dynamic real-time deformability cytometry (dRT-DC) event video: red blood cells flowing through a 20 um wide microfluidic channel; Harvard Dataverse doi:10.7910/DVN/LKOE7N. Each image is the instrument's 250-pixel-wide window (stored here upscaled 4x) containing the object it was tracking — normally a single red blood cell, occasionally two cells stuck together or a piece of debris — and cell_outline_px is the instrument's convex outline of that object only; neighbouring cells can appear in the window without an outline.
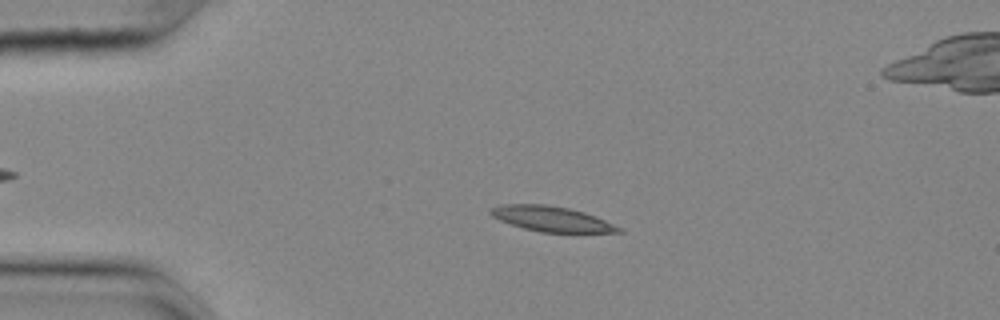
{"species": "common noctule bat (a hibernating species)", "species_latin": "Nyctalus noctula", "temperature_condition": "cold", "stored_images_in_passage": 20, "camera_frame_rate_fps": 3000, "um_per_image_px": 0.085, "animal": {"sex": "female", "body_mass_g": 25.1}, "frame": {"image": 1, "passage_image": 12, "time_ms": 3.667, "image_size_px": [1000, 320], "cell_outline_px": [[624, 232], [540, 232], [524, 228], [500, 220], [492, 216], [488, 212], [488, 208], [500, 204], [544, 204], [568, 208], [584, 212], [596, 216], [624, 228]], "centroid_in_image_um": [46.88, 18.59], "position_along_channel_um": 38.1, "area_um2": 18.84}}
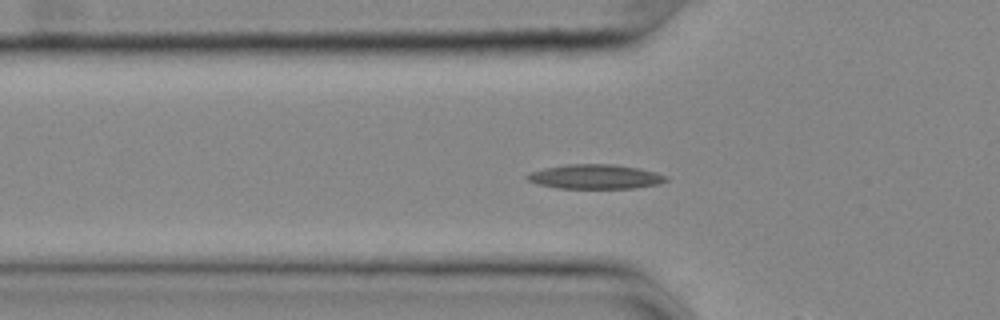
{"frame": {"image": 2, "passage_image": 18, "time_ms": 5.667, "image_size_px": [1000, 320], "cell_outline_px": [[668, 180], [660, 184], [632, 188], [560, 188], [536, 184], [528, 180], [524, 176], [532, 172], [544, 168], [568, 164], [612, 164], [640, 168], [656, 172], [668, 176]], "centroid_in_image_um": [50.62, 15.01], "position_along_channel_um": 75.2, "area_um2": 19.83}}